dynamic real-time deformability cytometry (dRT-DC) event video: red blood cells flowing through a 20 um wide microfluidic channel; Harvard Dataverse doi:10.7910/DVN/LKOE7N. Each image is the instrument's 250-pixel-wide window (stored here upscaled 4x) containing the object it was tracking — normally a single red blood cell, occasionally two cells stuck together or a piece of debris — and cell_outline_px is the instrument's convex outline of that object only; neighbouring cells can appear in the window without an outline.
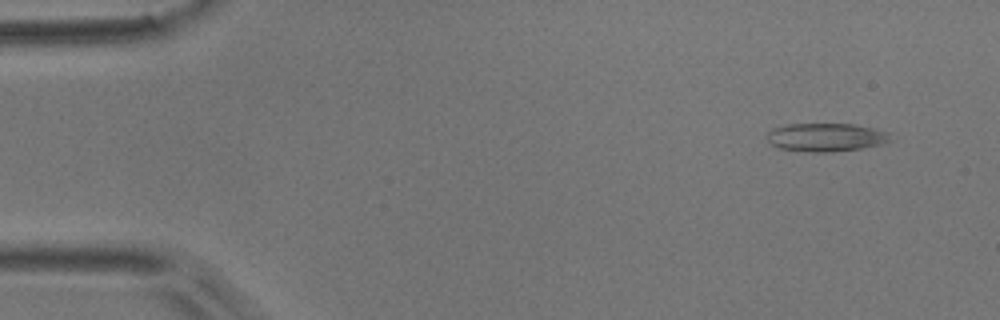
{"species": "common noctule bat (a hibernating species)", "species_latin": "Nyctalus noctula", "temperature_condition": "room temperature", "stored_images_in_passage": 6, "segment_of_instrument_passage": [1, 2], "camera_frame_rate_fps": 3000, "um_per_image_px": 0.085, "animal": {"sex": "male", "body_mass_g": 17.9}, "frame": {"image": 1, "passage_image": 2, "time_ms": 0.333, "image_size_px": [1000, 320], "cell_outline_px": [[892, 140], [884, 144], [860, 148], [828, 152], [808, 152], [780, 148], [772, 144], [768, 140], [768, 132], [772, 128], [788, 124], [852, 124], [876, 128], [888, 132]], "centroid_in_image_um": [70.24, 11.66], "position_along_channel_um": 14.8, "area_um2": 20.35}}
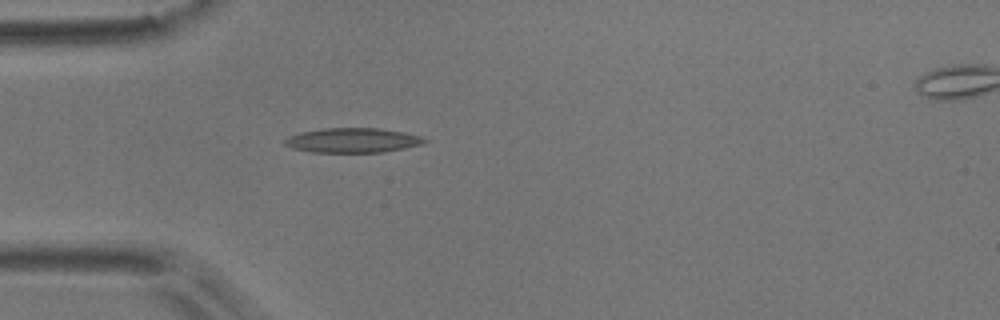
{"frame": {"image": 2, "passage_image": 5, "time_ms": 1.333, "image_size_px": [1000, 320], "cell_outline_px": [[428, 140], [420, 144], [404, 148], [384, 152], [312, 152], [292, 148], [284, 144], [284, 140], [288, 136], [300, 132], [324, 128], [380, 128], [404, 132], [420, 136]], "centroid_in_image_um": [29.95, 11.92], "position_along_channel_um": 55.1, "area_um2": 20.0}}